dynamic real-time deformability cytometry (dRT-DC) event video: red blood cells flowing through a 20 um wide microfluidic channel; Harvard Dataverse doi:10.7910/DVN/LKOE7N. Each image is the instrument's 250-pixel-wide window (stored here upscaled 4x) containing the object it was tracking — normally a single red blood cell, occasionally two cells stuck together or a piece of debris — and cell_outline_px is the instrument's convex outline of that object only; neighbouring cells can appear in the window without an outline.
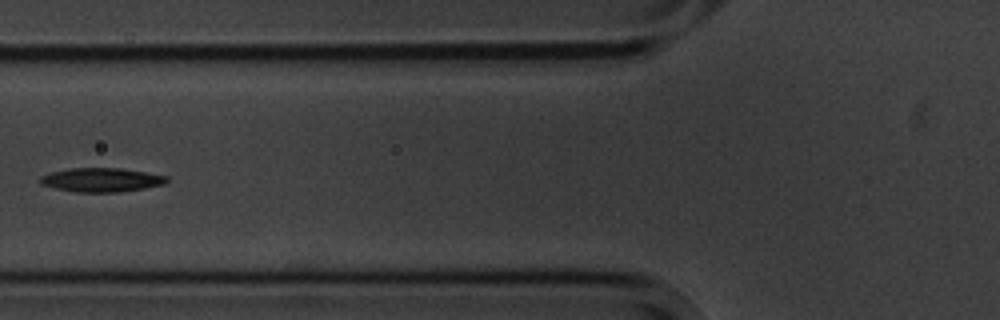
{"species": "common noctule bat (a hibernating species)", "species_latin": "Nyctalus noctula", "temperature_condition": "cold", "stored_images_in_passage": 9, "camera_frame_rate_fps": 3000, "um_per_image_px": 0.085, "animal": {"sex": "male", "body_mass_g": 20.1, "forearm_length_mm": 53.5}, "frame": {"image": 1, "passage_image": 6, "time_ms": 6.0, "image_size_px": [1000, 320], "cell_outline_px": [[168, 180], [164, 184], [144, 188], [120, 192], [76, 192], [52, 188], [40, 184], [40, 176], [52, 172], [68, 168], [120, 168], [168, 176]], "centroid_in_image_um": [8.59, 15.29], "position_along_channel_um": 117.2, "area_um2": 17.69}}
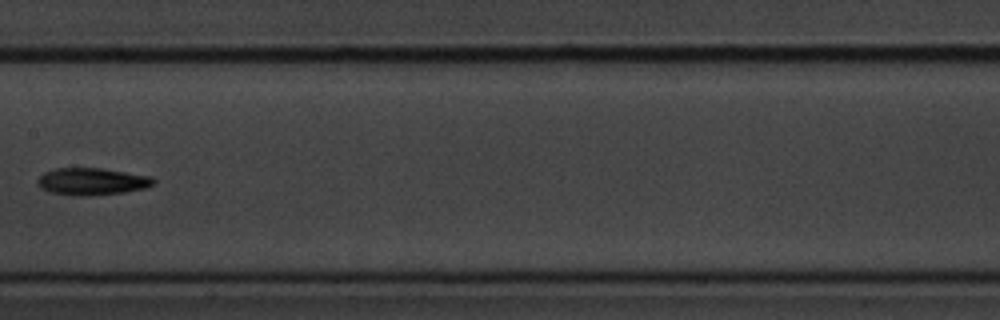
{"frame": {"image": 2, "passage_image": 8, "time_ms": 8.333, "image_size_px": [1000, 320], "cell_outline_px": [[156, 180], [148, 188], [124, 192], [84, 196], [72, 196], [52, 192], [40, 188], [36, 184], [36, 180], [44, 172], [56, 168], [104, 168], [152, 176]], "centroid_in_image_um": [7.82, 15.42], "position_along_channel_um": 199.6, "area_um2": 18.55}}
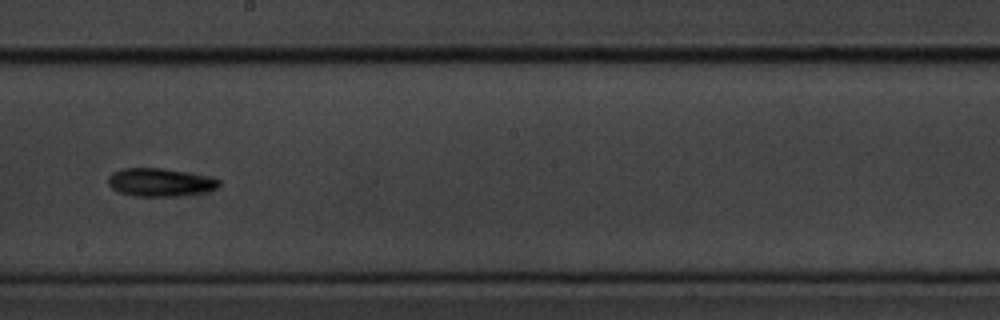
{"frame": {"image": 3, "passage_image": 9, "time_ms": 9.333, "image_size_px": [1000, 320], "cell_outline_px": [[220, 188], [208, 192], [180, 196], [132, 196], [120, 192], [112, 188], [108, 184], [108, 176], [112, 172], [120, 168], [164, 168], [204, 176], [220, 180]], "centroid_in_image_um": [13.6, 15.5], "position_along_channel_um": 234.6, "area_um2": 18.32}}